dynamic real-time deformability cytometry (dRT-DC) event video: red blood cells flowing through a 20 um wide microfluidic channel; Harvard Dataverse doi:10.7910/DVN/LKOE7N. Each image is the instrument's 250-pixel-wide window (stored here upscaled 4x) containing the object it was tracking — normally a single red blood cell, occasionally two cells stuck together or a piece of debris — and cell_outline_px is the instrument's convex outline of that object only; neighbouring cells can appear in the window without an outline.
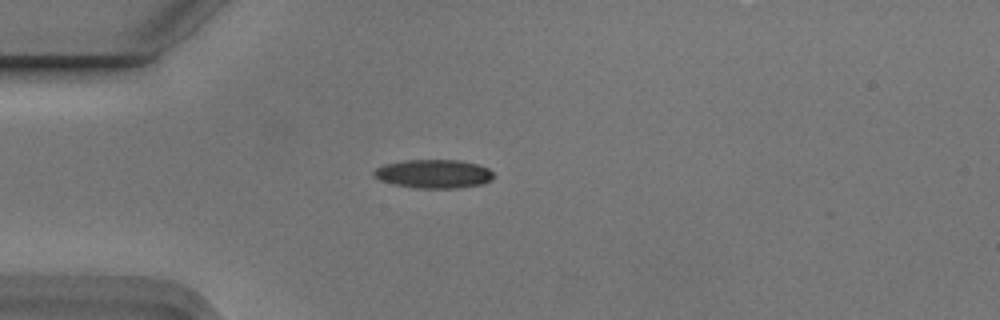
{"species": "Egyptian fruit bat (a non-hibernating species)", "species_latin": "Rousettus aegyptiacus", "temperature_condition": "cold", "stored_images_in_passage": 4, "camera_frame_rate_fps": 3000, "um_per_image_px": 0.085, "animal": {"sex": "male"}, "frame": {"image": 1, "passage_image": 4, "time_ms": 1.0, "image_size_px": [1000, 320], "cell_outline_px": [[492, 176], [488, 180], [480, 184], [456, 188], [416, 188], [396, 184], [380, 180], [372, 176], [372, 172], [376, 168], [384, 164], [404, 160], [460, 160], [476, 164], [488, 168], [492, 172]], "centroid_in_image_um": [36.8, 14.76], "position_along_channel_um": 48.2, "area_um2": 19.77}}